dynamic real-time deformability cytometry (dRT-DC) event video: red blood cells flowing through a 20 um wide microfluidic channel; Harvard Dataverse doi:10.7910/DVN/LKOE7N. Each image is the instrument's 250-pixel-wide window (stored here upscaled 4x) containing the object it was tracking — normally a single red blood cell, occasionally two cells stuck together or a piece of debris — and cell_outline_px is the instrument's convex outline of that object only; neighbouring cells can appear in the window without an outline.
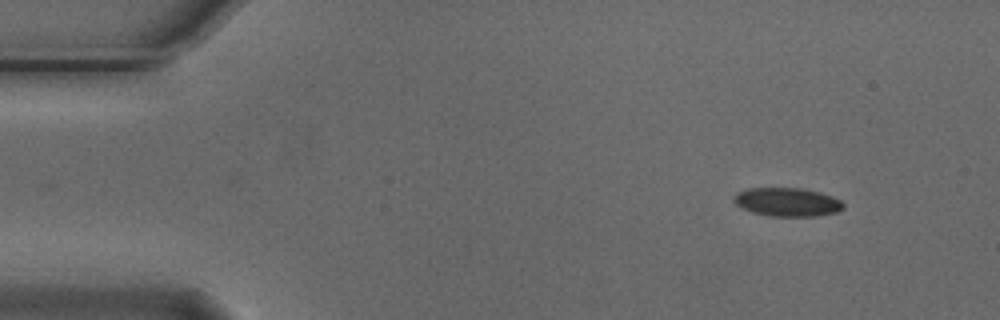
{"species": "Egyptian fruit bat (a non-hibernating species)", "species_latin": "Rousettus aegyptiacus", "temperature_condition": "cold", "stored_images_in_passage": 6, "camera_frame_rate_fps": 3000, "um_per_image_px": 0.085, "animal": {"sex": "male"}, "frame": {"image": 1, "passage_image": 1, "time_ms": 0.0, "image_size_px": [1000, 320], "cell_outline_px": [[844, 208], [836, 212], [816, 216], [772, 216], [752, 212], [740, 208], [732, 200], [740, 192], [748, 188], [800, 188], [820, 192], [832, 196], [840, 200], [844, 204]], "centroid_in_image_um": [66.93, 17.18], "position_along_channel_um": 18.1, "area_um2": 18.15}}
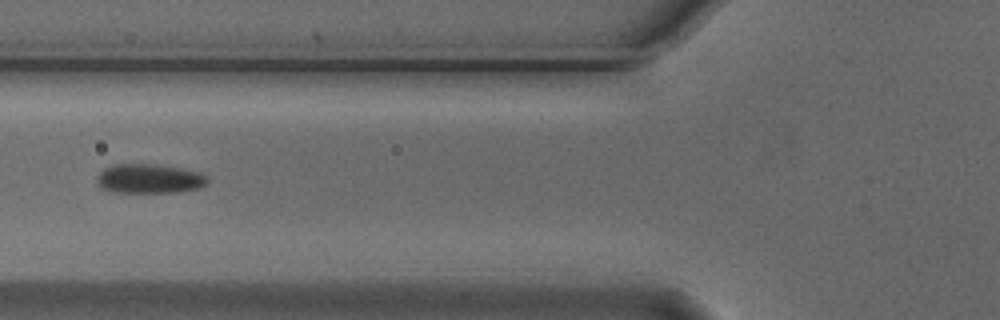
{"frame": {"image": 2, "passage_image": 5, "time_ms": 1.333, "image_size_px": [1000, 320], "cell_outline_px": [[208, 180], [200, 188], [176, 192], [112, 192], [100, 188], [96, 184], [96, 176], [104, 168], [112, 164], [156, 164], [180, 168], [200, 172]], "centroid_in_image_um": [12.62, 15.18], "position_along_channel_um": 113.2, "area_um2": 19.02}}
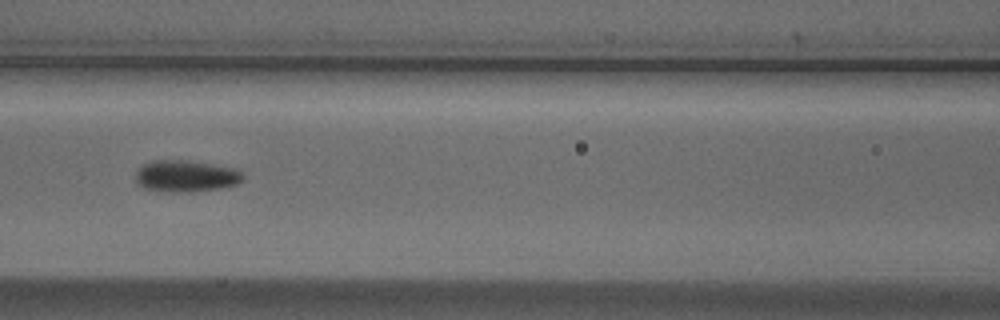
{"frame": {"image": 3, "passage_image": 6, "time_ms": 1.667, "image_size_px": [1000, 320], "cell_outline_px": [[244, 180], [236, 184], [220, 188], [192, 192], [172, 192], [144, 188], [136, 184], [136, 172], [144, 164], [152, 160], [184, 160], [240, 168], [244, 172]], "centroid_in_image_um": [15.86, 14.96], "position_along_channel_um": 150.7, "area_um2": 20.06}}